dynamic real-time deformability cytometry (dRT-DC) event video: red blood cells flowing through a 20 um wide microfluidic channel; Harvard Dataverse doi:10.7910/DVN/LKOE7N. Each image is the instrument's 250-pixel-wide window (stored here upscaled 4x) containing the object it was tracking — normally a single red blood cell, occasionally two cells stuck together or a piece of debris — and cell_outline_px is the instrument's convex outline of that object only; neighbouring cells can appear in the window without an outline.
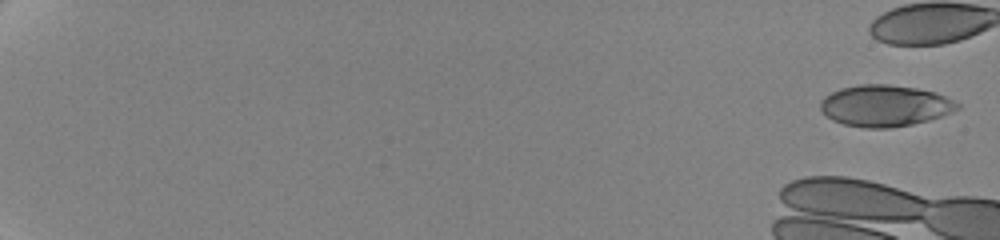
{"species": "human", "species_latin": "Homo sapiens", "temperature_condition": "cold", "stored_images_in_passage": 5, "camera_frame_rate_fps": 3000, "um_per_image_px": 0.085, "donor": {"sex": "female"}, "frame": {"image": 1, "passage_image": 1, "time_ms": 0.0, "image_size_px": [1000, 240], "cell_outline_px": [[960, 108], [952, 112], [928, 120], [912, 124], [888, 128], [864, 128], [844, 124], [832, 120], [820, 108], [820, 100], [824, 96], [840, 88], [860, 84], [888, 84], [916, 88], [936, 92], [960, 104]], "centroid_in_image_um": [75.2, 8.98], "position_along_channel_um": 9.8, "area_um2": 33.0}}